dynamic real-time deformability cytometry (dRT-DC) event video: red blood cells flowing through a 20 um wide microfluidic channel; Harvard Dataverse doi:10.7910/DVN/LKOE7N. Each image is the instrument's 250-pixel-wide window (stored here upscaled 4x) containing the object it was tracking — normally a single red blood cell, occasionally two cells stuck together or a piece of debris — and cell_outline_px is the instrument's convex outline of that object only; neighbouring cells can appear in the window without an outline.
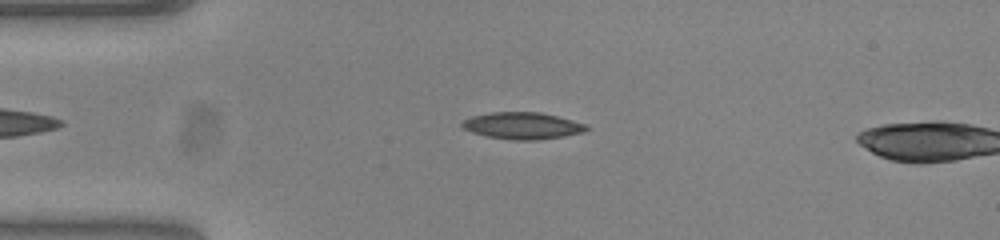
{"species": "common noctule bat (a hibernating species)", "species_latin": "Nyctalus noctula", "temperature_condition": "warm", "stored_images_in_passage": 14, "camera_frame_rate_fps": 3000, "um_per_image_px": 0.085, "animal": {"sex": "female", "body_mass_g": 23.0, "forearm_length_mm": 53.4}, "frame": {"image": 1, "passage_image": 12, "time_ms": 3.667, "image_size_px": [1000, 240], "cell_outline_px": [[588, 128], [584, 132], [564, 136], [536, 140], [512, 140], [488, 136], [472, 132], [464, 128], [460, 124], [464, 120], [472, 116], [492, 112], [540, 112], [572, 120], [584, 124]], "centroid_in_image_um": [44.4, 10.68], "position_along_channel_um": 40.6, "area_um2": 19.19}}